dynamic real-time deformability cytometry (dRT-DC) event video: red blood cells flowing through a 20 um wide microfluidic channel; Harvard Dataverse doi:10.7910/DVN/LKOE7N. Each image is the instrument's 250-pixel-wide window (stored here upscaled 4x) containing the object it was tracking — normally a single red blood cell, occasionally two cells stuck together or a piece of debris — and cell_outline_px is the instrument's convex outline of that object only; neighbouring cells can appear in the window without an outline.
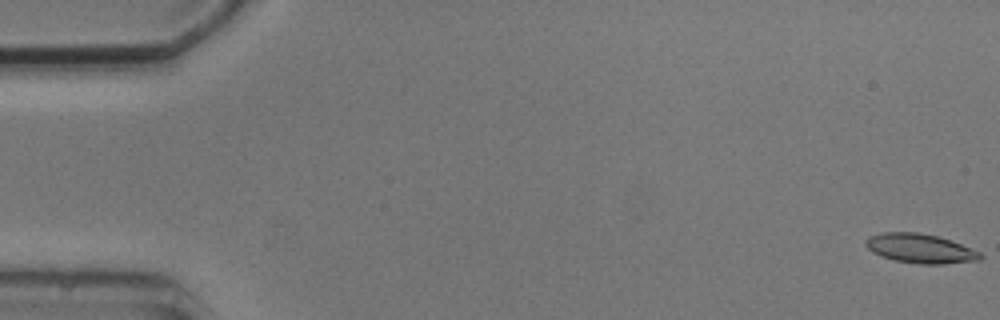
{"species": "common noctule bat (a hibernating species)", "species_latin": "Nyctalus noctula", "temperature_condition": "cold", "stored_images_in_passage": 6, "segment_of_instrument_passage": [1, 2], "camera_frame_rate_fps": 3000, "um_per_image_px": 0.085, "animal": {"sex": "male", "body_mass_g": 20.5, "forearm_length_mm": 52.5}, "frame": {"image": 1, "passage_image": 1, "time_ms": 0.0, "image_size_px": [1000, 320], "cell_outline_px": [[984, 256], [980, 260], [944, 264], [920, 264], [892, 260], [880, 256], [872, 252], [864, 244], [864, 240], [868, 236], [880, 232], [916, 232], [936, 236], [960, 244], [980, 252]], "centroid_in_image_um": [78.16, 21.12], "position_along_channel_um": 6.8, "area_um2": 19.65}}